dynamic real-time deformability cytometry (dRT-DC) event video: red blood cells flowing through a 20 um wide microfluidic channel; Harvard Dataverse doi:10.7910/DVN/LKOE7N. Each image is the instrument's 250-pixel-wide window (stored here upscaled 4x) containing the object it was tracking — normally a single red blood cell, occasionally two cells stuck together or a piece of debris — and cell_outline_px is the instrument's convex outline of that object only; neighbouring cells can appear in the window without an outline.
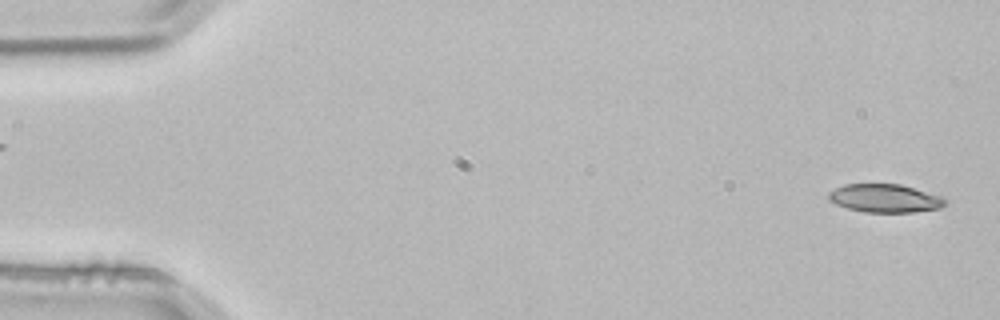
{"species": "common noctule bat (a hibernating species)", "species_latin": "Nyctalus noctula", "temperature_condition": "room temperature", "stored_images_in_passage": 3, "segment_of_instrument_passage": [2, 2], "camera_frame_rate_fps": 3000, "um_per_image_px": 0.085, "animal": {"sex": "male", "body_mass_g": 21.5, "forearm_length_mm": 52.0}, "frame": {"image": 1, "passage_image": 3, "time_ms": 0.667, "image_size_px": [1000, 320], "cell_outline_px": [[948, 204], [940, 208], [912, 212], [864, 212], [848, 208], [836, 204], [828, 200], [828, 192], [844, 184], [900, 184], [940, 196], [948, 200]], "centroid_in_image_um": [75.22, 16.85], "position_along_channel_um": 9.8, "area_um2": 19.19}}